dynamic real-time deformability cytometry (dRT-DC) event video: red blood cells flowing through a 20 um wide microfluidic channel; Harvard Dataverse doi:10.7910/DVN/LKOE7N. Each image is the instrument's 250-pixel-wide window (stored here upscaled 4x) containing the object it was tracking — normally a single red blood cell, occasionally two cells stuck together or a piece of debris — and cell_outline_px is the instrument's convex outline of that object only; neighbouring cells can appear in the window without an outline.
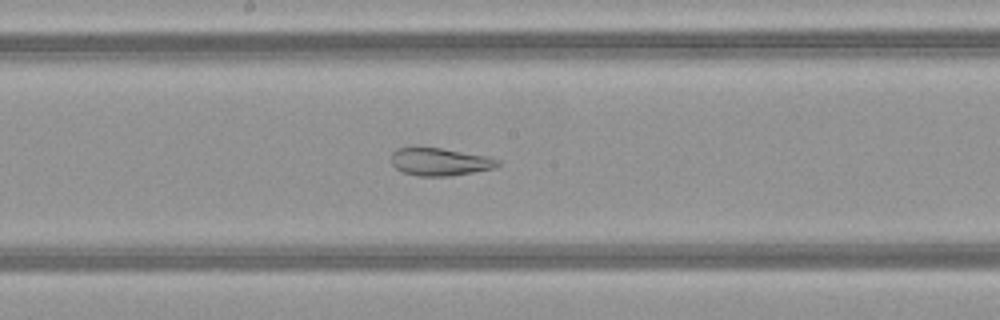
{"species": "common noctule bat (a hibernating species)", "species_latin": "Nyctalus noctula", "temperature_condition": "warm", "stored_images_in_passage": 39, "camera_frame_rate_fps": 3000, "um_per_image_px": 0.085, "animal": {"sex": "female", "body_mass_g": 21.9}, "frame": {"image": 1, "passage_image": 16, "time_ms": 5.0, "image_size_px": [1000, 320], "cell_outline_px": [[500, 164], [492, 168], [452, 176], [416, 176], [404, 172], [396, 168], [392, 164], [392, 152], [396, 148], [440, 148], [488, 156], [500, 160]], "centroid_in_image_um": [37.39, 13.76], "position_along_channel_um": 210.8, "area_um2": 16.99}}
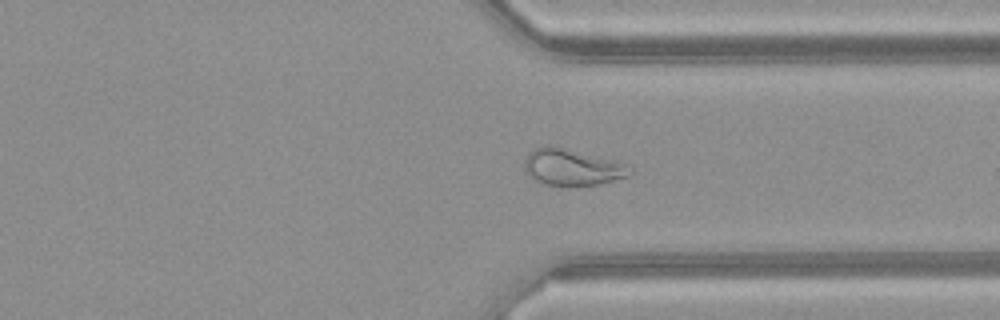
{"frame": {"image": 2, "passage_image": 27, "time_ms": 8.667, "image_size_px": [1000, 320], "cell_outline_px": [[632, 176], [600, 184], [572, 188], [544, 184], [532, 180], [528, 176], [524, 168], [524, 160], [528, 152], [532, 148], [544, 144], [552, 144], [616, 160], [632, 168]], "centroid_in_image_um": [48.6, 14.22], "position_along_channel_um": 362.8, "area_um2": 23.7}}
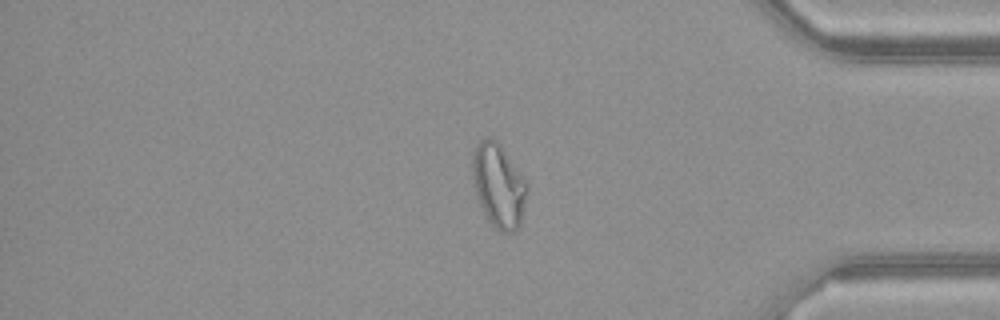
{"frame": {"image": 3, "passage_image": 31, "time_ms": 10.0, "image_size_px": [1000, 320], "cell_outline_px": [[528, 188], [520, 224], [516, 232], [500, 232], [488, 220], [480, 204], [476, 192], [472, 176], [472, 148], [484, 136], [492, 136], [500, 144], [524, 180]], "centroid_in_image_um": [42.35, 15.74], "position_along_channel_um": 392.9, "area_um2": 26.53}, "authors_computed_cell_mechanics": {"area_um2": 23.698, "velocity_mm_per_s": 4.1444, "shape_relaxation_time_tau1_ms": null, "shape_relaxation_time_tau2_ms": 0.8559, "deformation_change_tau1": null, "deformation_change_tau2": 0.0721}}